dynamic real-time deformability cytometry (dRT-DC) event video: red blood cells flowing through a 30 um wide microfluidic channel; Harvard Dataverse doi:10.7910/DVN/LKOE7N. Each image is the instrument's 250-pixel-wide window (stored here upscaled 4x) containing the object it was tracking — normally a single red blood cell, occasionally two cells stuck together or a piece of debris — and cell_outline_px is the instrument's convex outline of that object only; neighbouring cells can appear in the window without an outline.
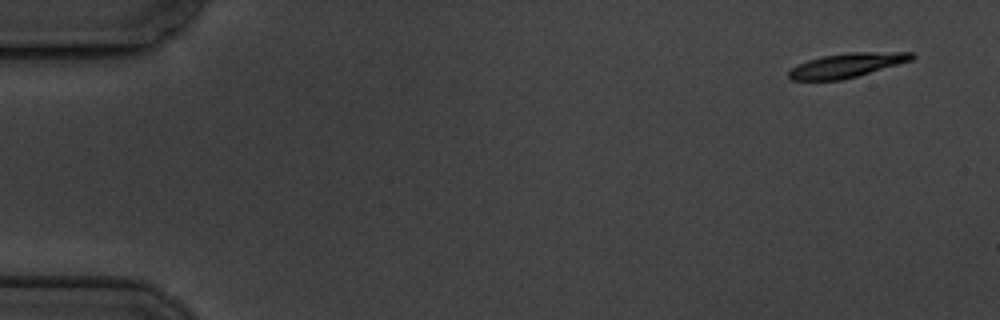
{"species": "common noctule bat (a hibernating species)", "species_latin": "Nyctalus noctula", "temperature_condition": "cold", "stored_images_in_passage": 6, "camera_frame_rate_fps": 3000, "um_per_image_px": 0.085, "animal": {"sex": "male", "body_mass_g": 19.5, "forearm_length_mm": 54.6}, "frame": {"image": 1, "passage_image": 1, "time_ms": 0.0, "image_size_px": [1000, 320], "cell_outline_px": [[916, 56], [912, 60], [856, 76], [840, 80], [792, 80], [788, 76], [788, 72], [792, 68], [808, 60], [824, 56], [848, 52], [916, 52]], "centroid_in_image_um": [72.01, 5.54], "position_along_channel_um": 13.0, "area_um2": 17.17}}
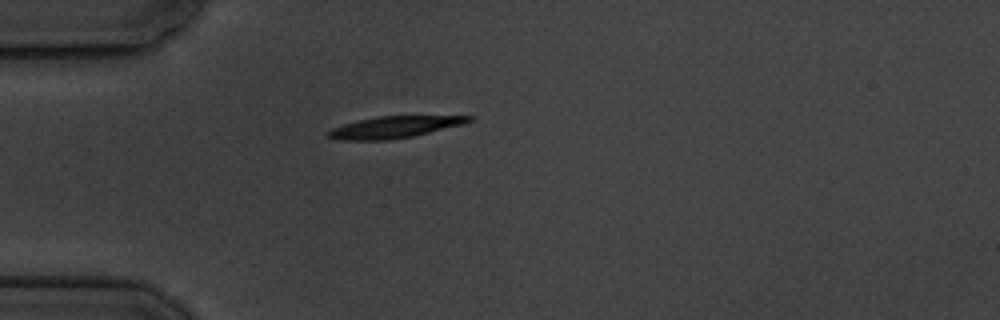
{"frame": {"image": 2, "passage_image": 5, "time_ms": 4.333, "image_size_px": [1000, 320], "cell_outline_px": [[476, 116], [472, 120], [460, 124], [412, 136], [388, 140], [340, 140], [328, 136], [328, 132], [332, 128], [356, 120], [380, 116]], "centroid_in_image_um": [33.47, 10.8], "position_along_channel_um": 51.5, "area_um2": 17.34}}